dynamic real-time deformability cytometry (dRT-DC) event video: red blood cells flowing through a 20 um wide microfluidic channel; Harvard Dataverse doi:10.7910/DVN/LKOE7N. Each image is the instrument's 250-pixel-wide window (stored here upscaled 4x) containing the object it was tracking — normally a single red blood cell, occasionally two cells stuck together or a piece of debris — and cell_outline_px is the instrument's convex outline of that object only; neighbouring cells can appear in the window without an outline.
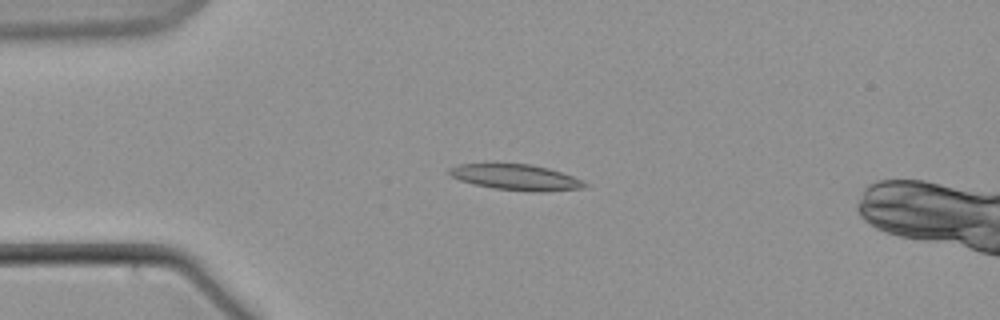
{"species": "common noctule bat (a hibernating species)", "species_latin": "Nyctalus noctula", "temperature_condition": "warm", "stored_images_in_passage": 47, "camera_frame_rate_fps": 3000, "um_per_image_px": 0.085, "animal": {"sex": "male", "body_mass_g": 21.5, "forearm_length_mm": 52.0}, "frame": {"image": 1, "passage_image": 1, "time_ms": 0.0, "image_size_px": [1000, 320], "cell_outline_px": [[592, 184], [584, 188], [544, 192], [532, 192], [492, 188], [472, 184], [460, 180], [444, 172], [448, 168], [460, 164], [528, 164], [548, 168], [572, 176]], "centroid_in_image_um": [43.86, 15.08], "position_along_channel_um": 41.1, "area_um2": 20.52}}
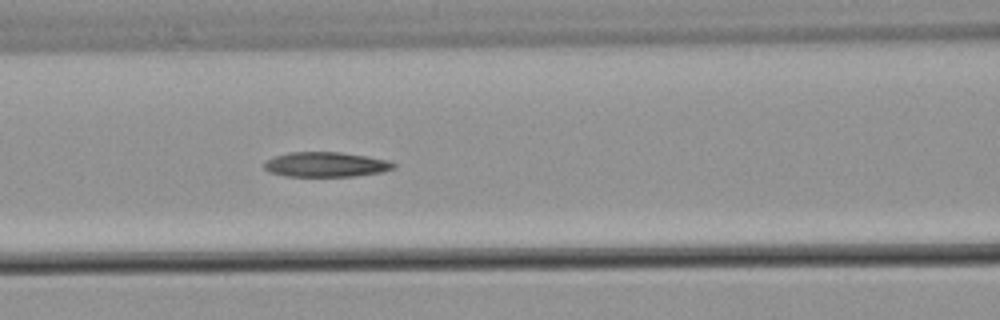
{"frame": {"image": 2, "passage_image": 12, "time_ms": 3.667, "image_size_px": [1000, 320], "cell_outline_px": [[396, 168], [380, 172], [352, 176], [284, 176], [268, 172], [264, 168], [264, 164], [268, 160], [276, 156], [288, 152], [340, 152], [368, 156], [388, 160], [396, 164]], "centroid_in_image_um": [27.71, 13.98], "position_along_channel_um": 138.9, "area_um2": 18.73}}
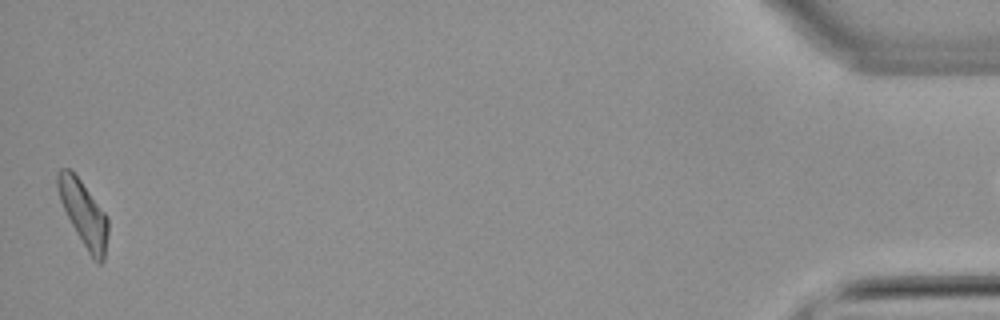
{"frame": {"image": 3, "passage_image": 46, "time_ms": 15.0, "image_size_px": [1000, 320], "cell_outline_px": [[108, 232], [104, 260], [100, 264], [96, 264], [92, 260], [76, 232], [60, 200], [56, 184], [56, 172], [60, 168], [68, 168], [80, 180], [108, 216]], "centroid_in_image_um": [7.12, 18.18], "position_along_channel_um": 428.1, "area_um2": 19.07}}